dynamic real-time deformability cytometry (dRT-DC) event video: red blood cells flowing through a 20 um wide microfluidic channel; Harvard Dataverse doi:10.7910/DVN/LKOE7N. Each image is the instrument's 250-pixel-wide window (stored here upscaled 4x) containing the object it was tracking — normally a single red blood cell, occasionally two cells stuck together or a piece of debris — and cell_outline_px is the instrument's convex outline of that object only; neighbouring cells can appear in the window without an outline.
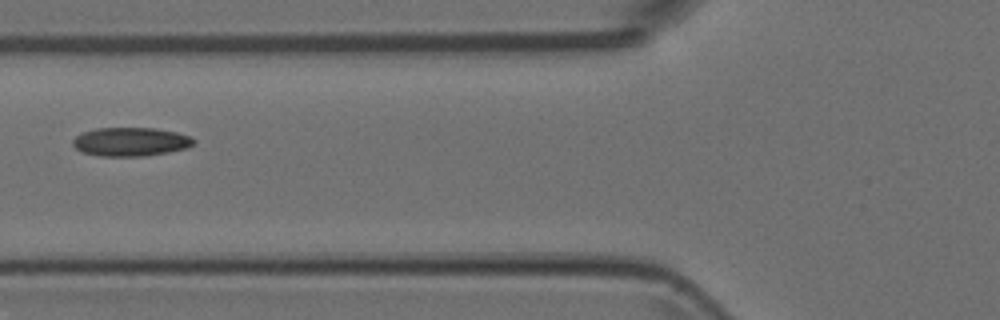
{"species": "Egyptian fruit bat (a non-hibernating species)", "species_latin": "Rousettus aegyptiacus", "temperature_condition": "room temperature", "stored_images_in_passage": 4, "camera_frame_rate_fps": 3000, "um_per_image_px": 0.085, "animal": {"sex": "female"}, "frame": {"image": 1, "passage_image": 3, "time_ms": 0.667, "image_size_px": [1000, 320], "cell_outline_px": [[196, 140], [188, 148], [168, 152], [144, 156], [100, 156], [80, 152], [72, 144], [72, 140], [76, 136], [84, 132], [96, 128], [156, 128], [176, 132], [188, 136]], "centroid_in_image_um": [11.08, 12.05], "position_along_channel_um": 114.7, "area_um2": 20.23}}
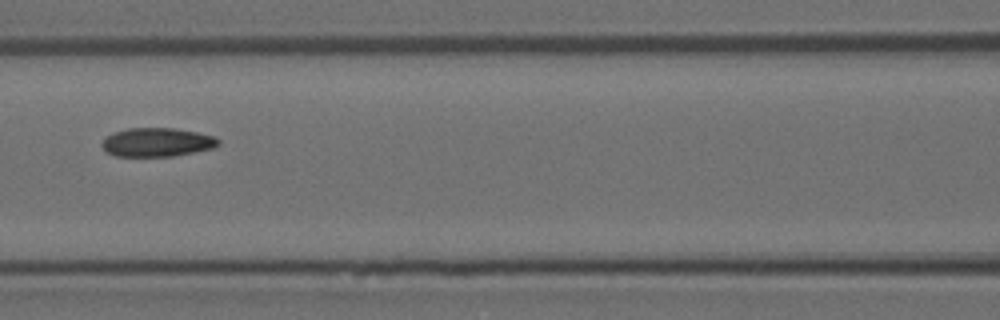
{"frame": {"image": 2, "passage_image": 4, "time_ms": 1.0, "image_size_px": [1000, 320], "cell_outline_px": [[220, 144], [216, 148], [172, 156], [116, 156], [108, 152], [100, 144], [112, 132], [128, 128], [172, 128], [196, 132], [216, 136], [220, 140]], "centroid_in_image_um": [13.4, 12.09], "position_along_channel_um": 153.2, "area_um2": 19.54}}